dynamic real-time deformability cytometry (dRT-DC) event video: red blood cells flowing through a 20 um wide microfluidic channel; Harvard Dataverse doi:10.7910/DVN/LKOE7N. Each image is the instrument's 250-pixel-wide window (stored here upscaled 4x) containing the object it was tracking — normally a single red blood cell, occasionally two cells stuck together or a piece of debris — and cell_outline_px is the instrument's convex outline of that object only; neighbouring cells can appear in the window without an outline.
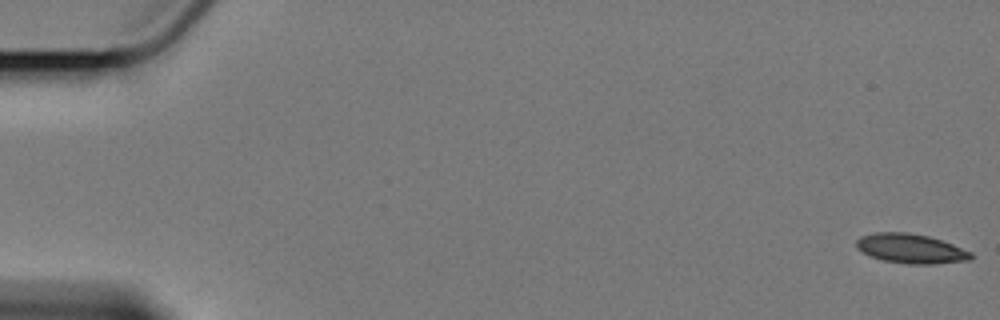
{"species": "Egyptian fruit bat (a non-hibernating species)", "species_latin": "Rousettus aegyptiacus", "temperature_condition": "cold", "stored_images_in_passage": 59, "camera_frame_rate_fps": 3000, "um_per_image_px": 0.085, "animal": {"sex": "female"}, "frame": {"image": 1, "passage_image": 1, "time_ms": 0.0, "image_size_px": [1000, 320], "cell_outline_px": [[972, 260], [932, 264], [908, 264], [884, 260], [872, 256], [856, 248], [856, 240], [860, 236], [876, 232], [908, 232], [928, 236], [952, 244], [972, 252]], "centroid_in_image_um": [77.42, 21.12], "position_along_channel_um": 7.6, "area_um2": 19.59}}
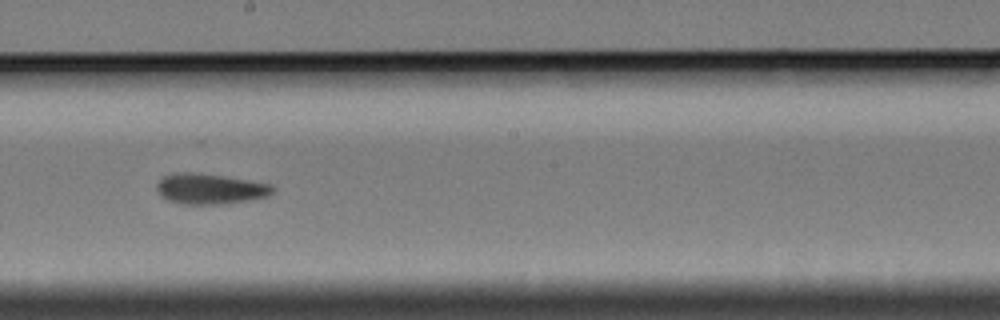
{"frame": {"image": 2, "passage_image": 34, "time_ms": 11.0, "image_size_px": [1000, 320], "cell_outline_px": [[272, 192], [268, 196], [248, 200], [216, 204], [184, 204], [168, 200], [160, 196], [156, 188], [156, 184], [164, 176], [176, 172], [200, 172], [224, 176], [268, 184], [272, 188]], "centroid_in_image_um": [17.77, 16.04], "position_along_channel_um": 230.4, "area_um2": 20.35}}
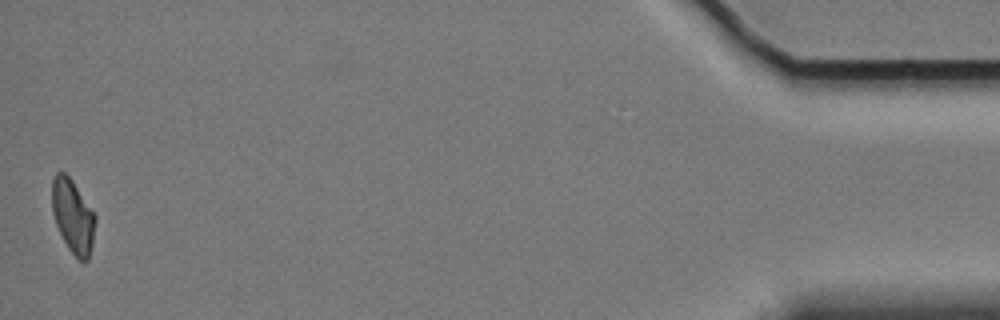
{"frame": {"image": 3, "passage_image": 59, "time_ms": 19.333, "image_size_px": [1000, 320], "cell_outline_px": [[96, 220], [92, 244], [88, 260], [80, 260], [68, 248], [56, 224], [52, 212], [52, 180], [56, 172], [64, 172], [72, 180], [96, 216]], "centroid_in_image_um": [6.19, 18.36], "position_along_channel_um": 429.0, "area_um2": 18.26}, "authors_computed_cell_mechanics": {"area_um2": 19.9988, "velocity_mm_per_s": 3.4074, "shape_relaxation_time_tau1_ms": null, "shape_relaxation_time_tau2_ms": 7.274, "deformation_change_tau1": null, "deformation_change_tau2": 0.1306}}